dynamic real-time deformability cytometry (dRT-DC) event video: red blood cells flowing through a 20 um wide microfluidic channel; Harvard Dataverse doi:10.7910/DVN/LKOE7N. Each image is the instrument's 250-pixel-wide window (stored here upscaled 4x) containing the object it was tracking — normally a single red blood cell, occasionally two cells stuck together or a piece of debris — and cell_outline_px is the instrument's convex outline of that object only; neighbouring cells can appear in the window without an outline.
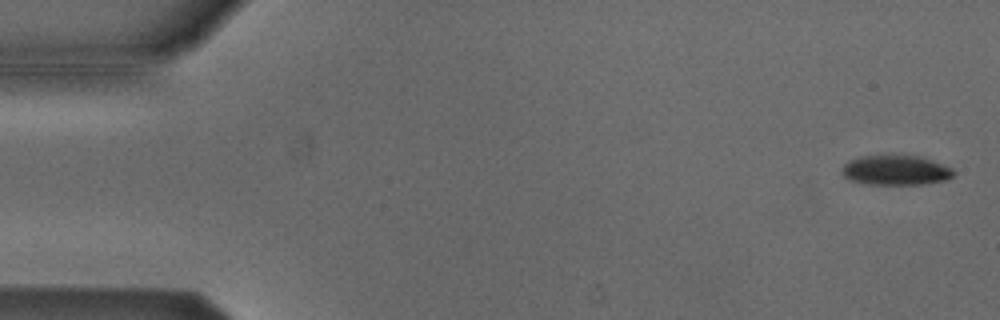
{"species": "Egyptian fruit bat (a non-hibernating species)", "species_latin": "Rousettus aegyptiacus", "temperature_condition": "cold", "stored_images_in_passage": 54, "camera_frame_rate_fps": 3000, "um_per_image_px": 0.085, "animal": {"sex": "male"}, "frame": {"image": 1, "passage_image": 2, "time_ms": 0.333, "image_size_px": [1000, 320], "cell_outline_px": [[956, 172], [948, 180], [924, 184], [868, 184], [848, 180], [840, 172], [844, 164], [848, 160], [864, 156], [916, 156], [952, 168]], "centroid_in_image_um": [76.1, 14.49], "position_along_channel_um": 8.9, "area_um2": 19.19}}
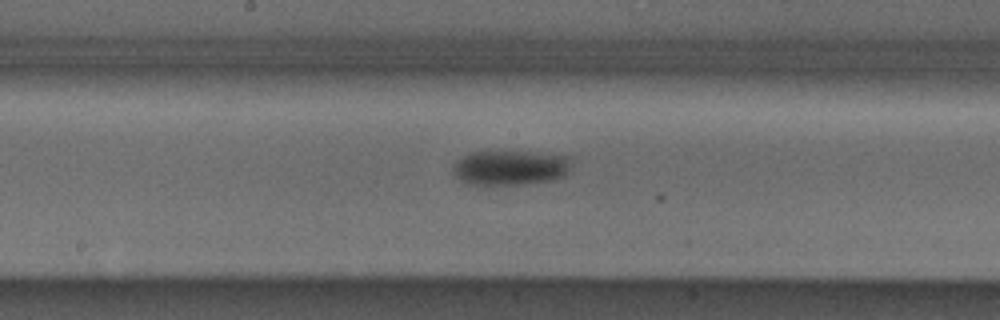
{"frame": {"image": 2, "passage_image": 28, "time_ms": 9.0, "image_size_px": [1000, 320], "cell_outline_px": [[572, 156], [568, 168], [564, 176], [552, 180], [524, 184], [484, 188], [460, 180], [456, 176], [452, 168], [452, 164], [456, 160], [472, 152], [532, 152]], "centroid_in_image_um": [43.33, 14.29], "position_along_channel_um": 204.9, "area_um2": 24.57}}
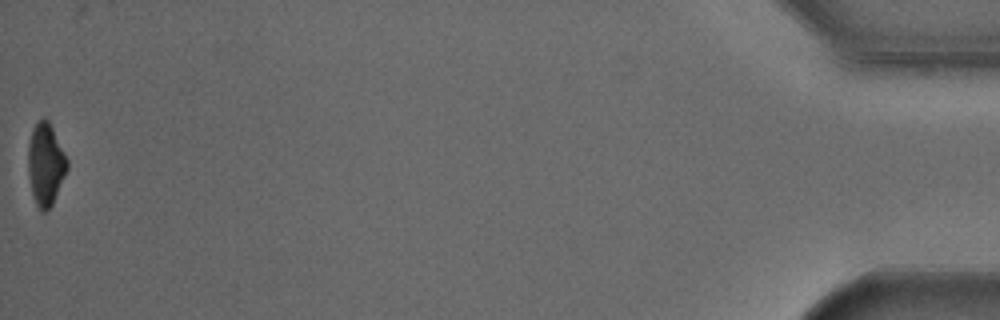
{"frame": {"image": 3, "passage_image": 54, "time_ms": 17.667, "image_size_px": [1000, 320], "cell_outline_px": [[68, 168], [52, 204], [44, 212], [40, 212], [36, 204], [32, 192], [28, 172], [28, 144], [32, 128], [44, 116], [48, 120], [68, 160]], "centroid_in_image_um": [3.87, 13.95], "position_along_channel_um": 431.3, "area_um2": 18.5}, "authors_computed_cell_mechanics": {"area_um2": 21.9929, "velocity_mm_per_s": 3.8264, "shape_relaxation_time_tau1_ms": 2.749, "shape_relaxation_time_tau2_ms": null, "deformation_change_tau1": 0.0802, "deformation_change_tau2": null}}